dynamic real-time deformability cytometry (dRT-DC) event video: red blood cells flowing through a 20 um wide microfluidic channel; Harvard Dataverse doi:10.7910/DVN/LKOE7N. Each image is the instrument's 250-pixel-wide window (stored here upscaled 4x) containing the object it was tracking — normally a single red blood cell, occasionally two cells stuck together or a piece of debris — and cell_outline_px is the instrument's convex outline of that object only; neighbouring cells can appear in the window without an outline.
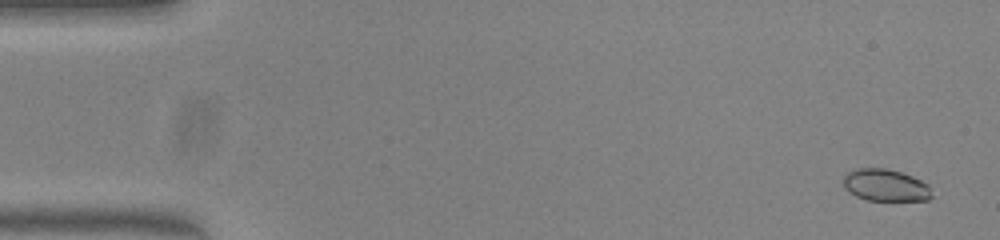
{"species": "common noctule bat (a hibernating species)", "species_latin": "Nyctalus noctula", "temperature_condition": "warm", "stored_images_in_passage": 53, "camera_frame_rate_fps": 3000, "um_per_image_px": 0.085, "animal": {"sex": "female", "body_mass_g": 23.0, "forearm_length_mm": 53.4}, "frame": {"image": 1, "passage_image": 3, "time_ms": 0.667, "image_size_px": [1000, 240], "cell_outline_px": [[932, 196], [928, 200], [868, 200], [856, 196], [844, 188], [844, 176], [852, 168], [884, 168], [900, 172], [912, 176], [928, 184]], "centroid_in_image_um": [75.25, 15.73], "position_along_channel_um": 9.8, "area_um2": 16.42}}
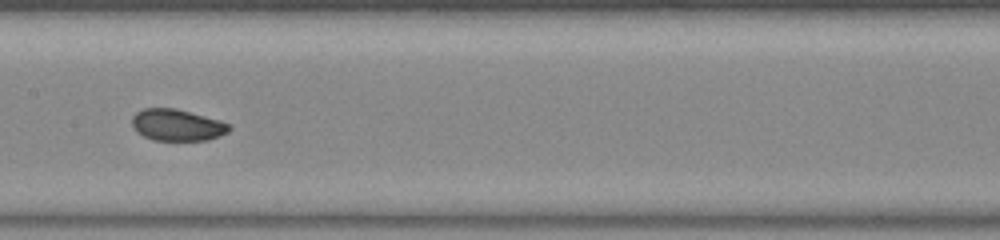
{"frame": {"image": 2, "passage_image": 27, "time_ms": 8.667, "image_size_px": [1000, 240], "cell_outline_px": [[232, 128], [228, 132], [220, 136], [208, 140], [152, 140], [136, 132], [132, 128], [132, 116], [136, 112], [144, 108], [176, 108], [220, 120], [232, 124]], "centroid_in_image_um": [15.06, 10.63], "position_along_channel_um": 192.3, "area_um2": 18.15}}
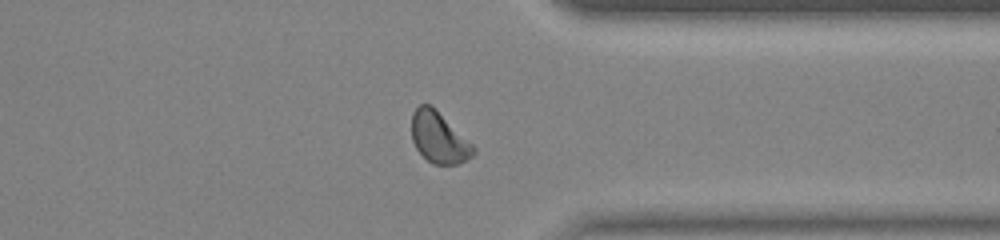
{"frame": {"image": 3, "passage_image": 41, "time_ms": 13.333, "image_size_px": [1000, 240], "cell_outline_px": [[476, 152], [468, 160], [456, 164], [432, 164], [416, 148], [412, 140], [412, 112], [420, 104], [428, 104], [472, 144], [476, 148]], "centroid_in_image_um": [37.3, 11.73], "position_along_channel_um": 374.1, "area_um2": 17.8}, "authors_computed_cell_mechanics": {"area_um2": 18.1492, "velocity_mm_per_s": 3.9869, "shape_relaxation_time_tau1_ms": null, "shape_relaxation_time_tau2_ms": 1.3637, "deformation_change_tau1": null, "deformation_change_tau2": 0.0529}}